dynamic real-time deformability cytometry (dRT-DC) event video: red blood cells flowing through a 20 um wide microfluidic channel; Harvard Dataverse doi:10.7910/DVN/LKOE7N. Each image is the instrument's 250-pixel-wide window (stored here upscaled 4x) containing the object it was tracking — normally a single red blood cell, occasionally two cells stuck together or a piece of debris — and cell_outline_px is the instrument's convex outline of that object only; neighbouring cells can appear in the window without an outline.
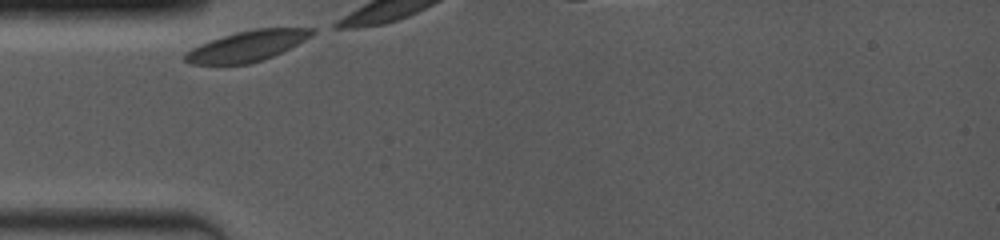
{"species": "common noctule bat (a hibernating species)", "species_latin": "Nyctalus noctula", "temperature_condition": "room temperature", "stored_images_in_passage": 4, "camera_frame_rate_fps": 4000, "um_per_image_px": 0.085, "animal": {"sex": "female", "body_mass_g": 19.0, "forearm_length_mm": 53.3}, "frame": {"image": 1, "passage_image": 1, "time_ms": 0.0, "image_size_px": [1000, 240], "cell_outline_px": [[316, 32], [312, 36], [272, 56], [248, 64], [192, 64], [184, 60], [180, 56], [184, 52], [200, 44], [236, 32], [256, 28], [316, 28]], "centroid_in_image_um": [20.97, 3.91], "position_along_channel_um": 64.0, "area_um2": 22.37}}